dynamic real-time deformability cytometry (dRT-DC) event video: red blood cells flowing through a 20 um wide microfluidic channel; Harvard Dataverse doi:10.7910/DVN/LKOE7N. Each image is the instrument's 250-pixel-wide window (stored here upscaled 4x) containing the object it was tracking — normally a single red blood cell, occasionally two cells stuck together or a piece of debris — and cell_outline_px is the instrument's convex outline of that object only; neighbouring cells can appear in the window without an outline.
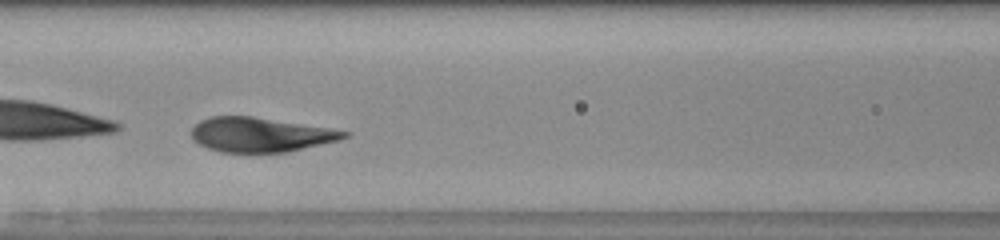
{"species": "human", "species_latin": "Homo sapiens", "temperature_condition": "room temperature", "stored_images_in_passage": 35, "camera_frame_rate_fps": 3000, "um_per_image_px": 0.085, "donor": {"sex": "male"}, "frame": {"image": 1, "passage_image": 10, "time_ms": 3.0, "image_size_px": [1000, 240], "cell_outline_px": [[352, 132], [348, 136], [340, 140], [288, 152], [220, 152], [208, 148], [192, 140], [192, 128], [200, 120], [212, 116], [252, 116], [332, 128]], "centroid_in_image_um": [22.17, 11.44], "position_along_channel_um": 144.4, "area_um2": 30.81}}
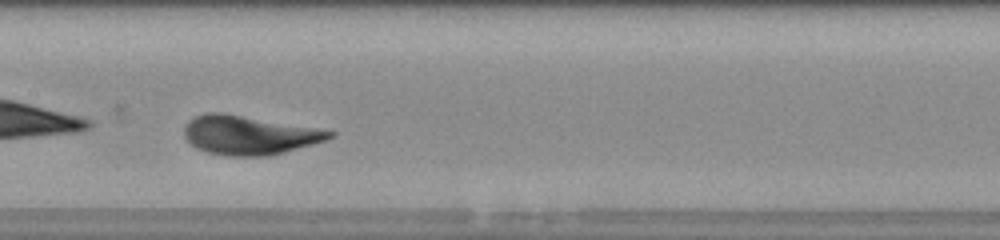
{"frame": {"image": 2, "passage_image": 13, "time_ms": 4.0, "image_size_px": [1000, 240], "cell_outline_px": [[336, 136], [328, 140], [284, 152], [268, 156], [228, 156], [208, 152], [196, 148], [184, 136], [184, 124], [188, 120], [196, 116], [208, 112], [220, 112], [316, 128], [336, 132]], "centroid_in_image_um": [21.17, 11.49], "position_along_channel_um": 186.2, "area_um2": 32.89}}
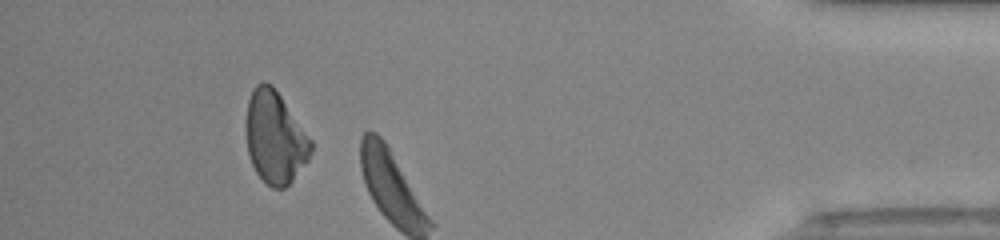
{"frame": {"image": 3, "passage_image": 31, "time_ms": 10.0, "image_size_px": [1000, 240], "cell_outline_px": [[312, 152], [308, 160], [292, 180], [284, 188], [272, 188], [256, 172], [252, 164], [248, 152], [244, 124], [248, 100], [256, 84], [264, 80], [272, 84], [276, 88], [312, 140]], "centroid_in_image_um": [23.36, 11.64], "position_along_channel_um": 411.8, "area_um2": 35.14}, "authors_computed_cell_mechanics": {"area_um2": 32.7148, "velocity_mm_per_s": 4.1924, "shape_relaxation_time_tau1_ms": 2.0131, "shape_relaxation_time_tau2_ms": null, "deformation_change_tau1": 0.1406, "deformation_change_tau2": null}}